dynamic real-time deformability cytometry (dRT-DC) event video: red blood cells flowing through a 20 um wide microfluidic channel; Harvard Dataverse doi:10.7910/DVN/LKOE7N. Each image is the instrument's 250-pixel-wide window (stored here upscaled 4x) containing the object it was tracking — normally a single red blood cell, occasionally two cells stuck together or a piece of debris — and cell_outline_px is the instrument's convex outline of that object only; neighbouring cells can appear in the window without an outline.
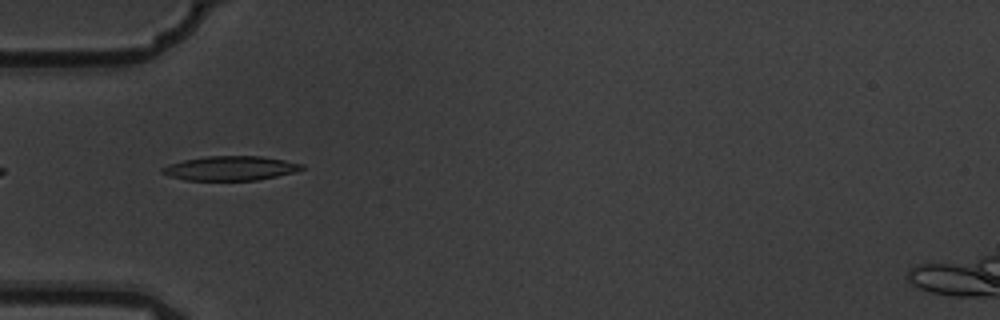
{"species": "common noctule bat (a hibernating species)", "species_latin": "Nyctalus noctula", "temperature_condition": "warm", "stored_images_in_passage": 8, "camera_frame_rate_fps": 3000, "um_per_image_px": 0.085, "animal": {"sex": "male", "body_mass_g": 19.5, "forearm_length_mm": 54.6}, "frame": {"image": 1, "passage_image": 5, "time_ms": 1.333, "image_size_px": [1000, 320], "cell_outline_px": [[304, 168], [296, 172], [256, 180], [184, 180], [168, 176], [160, 172], [160, 168], [184, 160], [208, 156], [260, 156], [284, 160], [304, 164]], "centroid_in_image_um": [19.59, 14.3], "position_along_channel_um": 65.4, "area_um2": 19.71}}
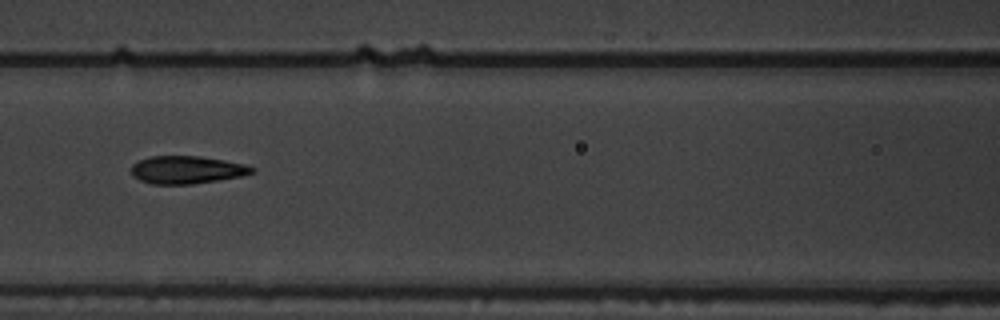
{"frame": {"image": 2, "passage_image": 7, "time_ms": 2.0, "image_size_px": [1000, 320], "cell_outline_px": [[256, 172], [240, 176], [220, 180], [192, 184], [152, 184], [140, 180], [132, 176], [132, 164], [140, 160], [152, 156], [200, 156], [224, 160], [244, 164], [256, 168]], "centroid_in_image_um": [15.9, 14.44], "position_along_channel_um": 150.7, "area_um2": 19.54}}
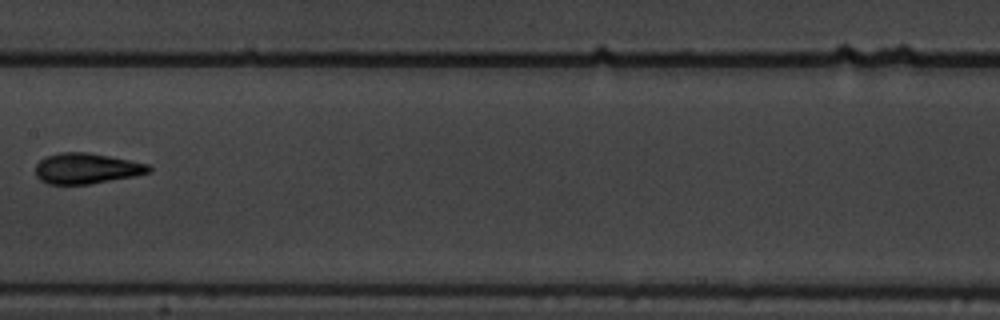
{"frame": {"image": 3, "passage_image": 8, "time_ms": 2.333, "image_size_px": [1000, 320], "cell_outline_px": [[152, 172], [136, 176], [88, 184], [48, 184], [40, 180], [36, 176], [36, 164], [44, 156], [60, 152], [88, 152], [148, 164], [152, 168]], "centroid_in_image_um": [7.34, 14.32], "position_along_channel_um": 200.1, "area_um2": 20.29}}